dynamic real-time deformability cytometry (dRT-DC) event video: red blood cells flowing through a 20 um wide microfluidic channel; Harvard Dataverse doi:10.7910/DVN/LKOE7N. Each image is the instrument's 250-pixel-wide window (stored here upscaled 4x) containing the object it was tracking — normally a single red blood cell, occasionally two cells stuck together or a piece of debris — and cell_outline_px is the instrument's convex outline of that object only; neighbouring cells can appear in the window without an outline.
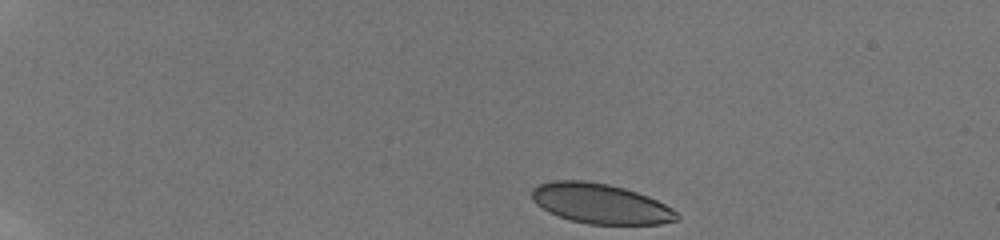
{"species": "human", "species_latin": "Homo sapiens", "temperature_condition": "room temperature", "stored_images_in_passage": 44, "camera_frame_rate_fps": 3000, "um_per_image_px": 0.085, "donor": {"sex": "male"}, "frame": {"image": 1, "passage_image": 1, "time_ms": 0.0, "image_size_px": [1000, 240], "cell_outline_px": [[680, 220], [660, 224], [588, 224], [572, 220], [548, 212], [536, 204], [532, 200], [532, 188], [540, 184], [552, 180], [584, 180], [608, 184], [624, 188], [648, 196], [672, 208], [680, 216]], "centroid_in_image_um": [51.04, 17.3], "position_along_channel_um": 34.0, "area_um2": 33.81}}
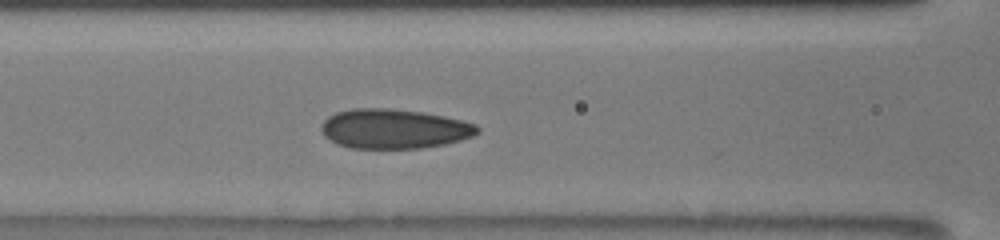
{"frame": {"image": 2, "passage_image": 16, "time_ms": 5.333, "image_size_px": [1000, 240], "cell_outline_px": [[480, 132], [472, 136], [460, 140], [444, 144], [420, 148], [348, 148], [336, 144], [324, 136], [320, 132], [320, 128], [324, 120], [328, 116], [336, 112], [352, 108], [388, 108], [424, 112], [444, 116], [476, 124], [480, 128]], "centroid_in_image_um": [33.46, 10.94], "position_along_channel_um": 133.1, "area_um2": 36.24}}
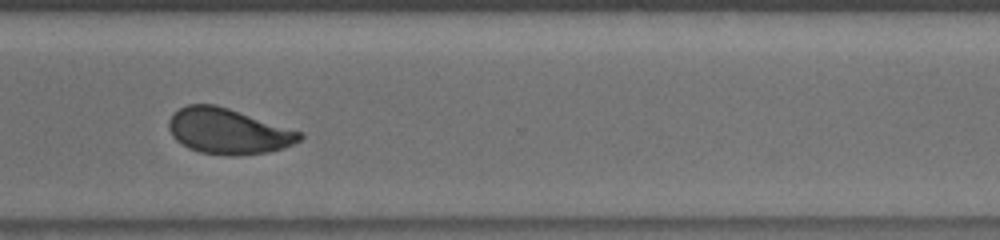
{"frame": {"image": 3, "passage_image": 33, "time_ms": 11.0, "image_size_px": [1000, 240], "cell_outline_px": [[304, 136], [300, 140], [284, 148], [268, 152], [232, 156], [224, 156], [200, 152], [188, 148], [176, 140], [172, 136], [168, 128], [168, 120], [180, 108], [188, 104], [216, 104], [304, 132]], "centroid_in_image_um": [19.41, 11.16], "position_along_channel_um": 351.2, "area_um2": 34.97}, "authors_computed_cell_mechanics": {"area_um2": 35.0268, "velocity_mm_per_s": 3.8477, "shape_relaxation_time_tau1_ms": 10.2119, "shape_relaxation_time_tau2_ms": 0.7414, "deformation_change_tau1": 0.1927, "deformation_change_tau2": 0.0481}}